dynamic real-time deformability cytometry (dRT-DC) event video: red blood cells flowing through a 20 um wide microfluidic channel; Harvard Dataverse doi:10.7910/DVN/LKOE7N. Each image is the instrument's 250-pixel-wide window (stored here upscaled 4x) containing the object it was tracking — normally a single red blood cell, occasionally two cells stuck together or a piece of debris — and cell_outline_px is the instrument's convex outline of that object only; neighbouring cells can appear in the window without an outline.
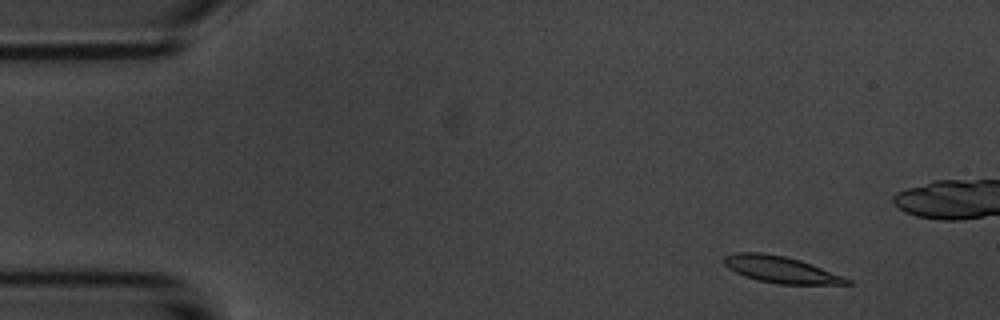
{"species": "common noctule bat (a hibernating species)", "species_latin": "Nyctalus noctula", "temperature_condition": "room temperature", "stored_images_in_passage": 6, "camera_frame_rate_fps": 3000, "um_per_image_px": 0.085, "animal": {"sex": "male", "body_mass_g": 20.1, "forearm_length_mm": 53.5}, "frame": {"image": 1, "passage_image": 2, "time_ms": 1.333, "image_size_px": [1000, 320], "cell_outline_px": [[852, 284], [780, 284], [760, 280], [744, 276], [728, 268], [720, 260], [724, 256], [736, 252], [760, 252], [784, 256], [800, 260], [812, 264], [844, 276], [852, 280]], "centroid_in_image_um": [66.36, 22.9], "position_along_channel_um": 18.6, "area_um2": 19.07}}